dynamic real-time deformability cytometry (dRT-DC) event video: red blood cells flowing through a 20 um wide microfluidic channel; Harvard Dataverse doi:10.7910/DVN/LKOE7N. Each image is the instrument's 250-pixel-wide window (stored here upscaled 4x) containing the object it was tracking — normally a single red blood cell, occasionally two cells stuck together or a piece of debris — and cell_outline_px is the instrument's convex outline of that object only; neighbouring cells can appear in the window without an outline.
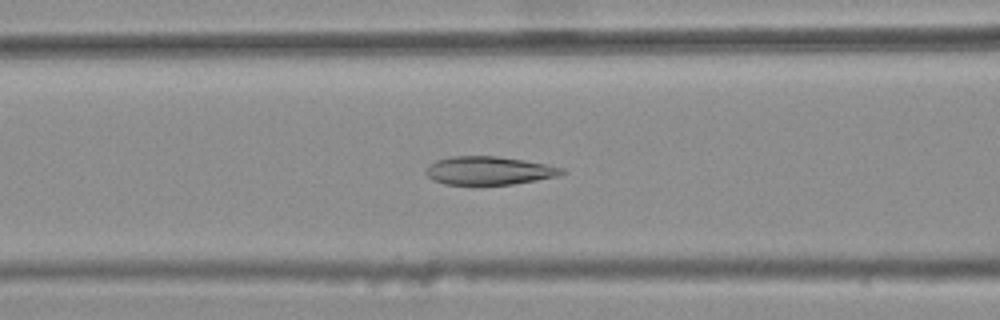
{"species": "common noctule bat (a hibernating species)", "species_latin": "Nyctalus noctula", "temperature_condition": "warm", "stored_images_in_passage": 29, "camera_frame_rate_fps": 3000, "um_per_image_px": 0.085, "animal": {"sex": "female", "body_mass_g": 25.1}, "frame": {"image": 1, "passage_image": 5, "time_ms": 1.333, "image_size_px": [1000, 320], "cell_outline_px": [[568, 172], [556, 176], [536, 180], [512, 184], [444, 184], [432, 180], [424, 172], [428, 164], [436, 160], [452, 156], [496, 156], [524, 160], [564, 168]], "centroid_in_image_um": [41.53, 14.49], "position_along_channel_um": 125.1, "area_um2": 22.37}}
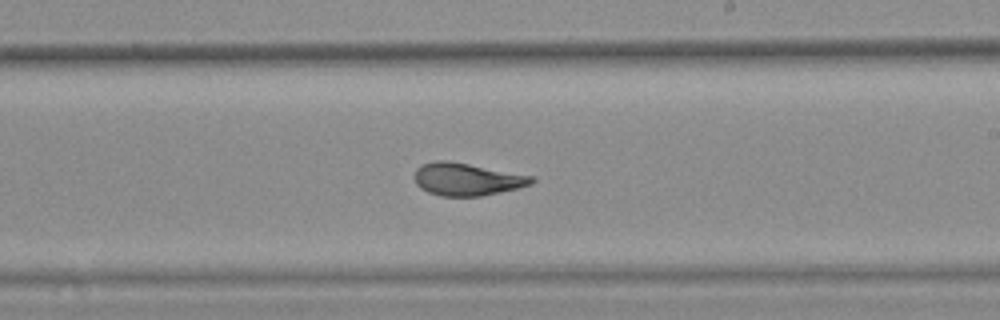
{"frame": {"image": 2, "passage_image": 15, "time_ms": 4.667, "image_size_px": [1000, 320], "cell_outline_px": [[536, 180], [532, 184], [520, 188], [480, 196], [440, 196], [428, 192], [420, 188], [416, 184], [416, 168], [420, 164], [436, 160], [448, 160], [532, 176]], "centroid_in_image_um": [39.68, 15.24], "position_along_channel_um": 249.3, "area_um2": 22.2}}
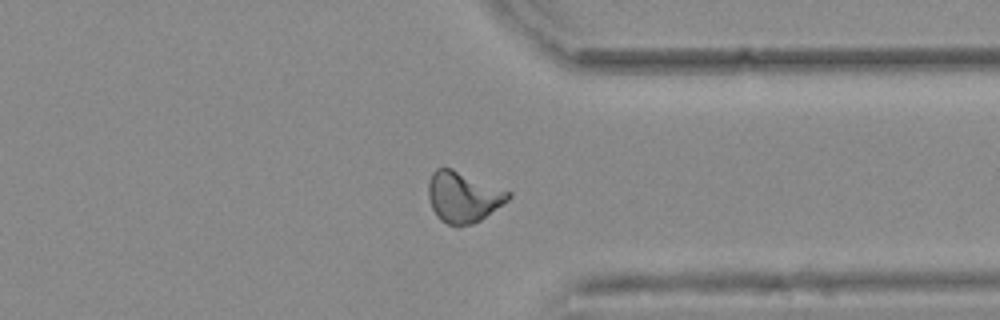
{"frame": {"image": 3, "passage_image": 25, "time_ms": 8.0, "image_size_px": [1000, 320], "cell_outline_px": [[512, 196], [508, 200], [480, 220], [472, 224], [456, 228], [440, 220], [436, 216], [432, 208], [428, 196], [428, 184], [432, 172], [436, 168], [452, 168], [512, 192]], "centroid_in_image_um": [39.36, 16.75], "position_along_channel_um": 372.0, "area_um2": 23.81}}